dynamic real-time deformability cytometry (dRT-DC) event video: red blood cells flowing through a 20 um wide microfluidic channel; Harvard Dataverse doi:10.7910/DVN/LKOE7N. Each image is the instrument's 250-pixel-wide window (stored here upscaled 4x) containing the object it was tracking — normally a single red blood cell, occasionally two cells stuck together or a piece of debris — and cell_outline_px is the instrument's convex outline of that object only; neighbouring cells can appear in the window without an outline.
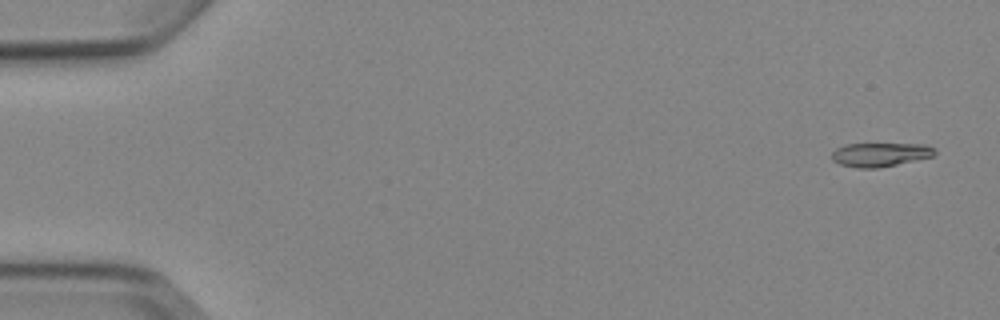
{"species": "Egyptian fruit bat (a non-hibernating species)", "species_latin": "Rousettus aegyptiacus", "temperature_condition": "cold", "stored_images_in_passage": 6, "camera_frame_rate_fps": 3000, "um_per_image_px": 0.085, "animal": {"sex": "female"}, "frame": {"image": 1, "passage_image": 1, "time_ms": 0.0, "image_size_px": [1000, 320], "cell_outline_px": [[936, 152], [932, 156], [880, 168], [856, 168], [840, 164], [832, 160], [832, 152], [836, 148], [844, 144], [924, 144], [936, 148]], "centroid_in_image_um": [74.8, 13.14], "position_along_channel_um": 10.2, "area_um2": 14.33}}